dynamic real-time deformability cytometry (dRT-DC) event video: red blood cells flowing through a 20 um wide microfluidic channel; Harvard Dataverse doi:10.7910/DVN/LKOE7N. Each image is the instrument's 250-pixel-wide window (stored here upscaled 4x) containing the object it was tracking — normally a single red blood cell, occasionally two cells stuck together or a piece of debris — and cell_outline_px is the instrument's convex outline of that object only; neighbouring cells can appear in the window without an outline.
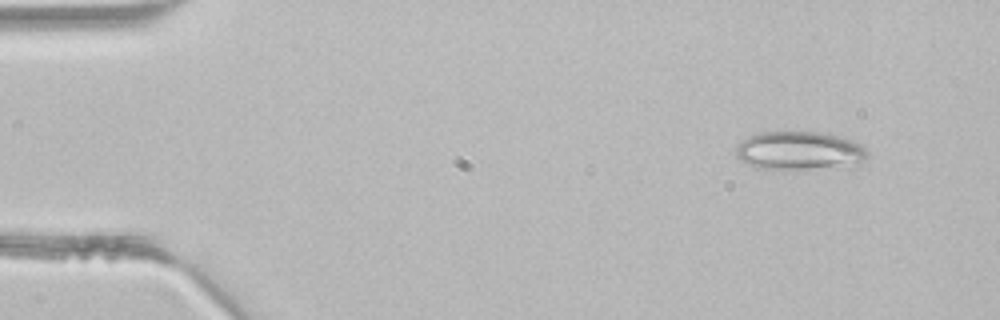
{"species": "common noctule bat (a hibernating species)", "species_latin": "Nyctalus noctula", "temperature_condition": "room temperature", "stored_images_in_passage": 3, "camera_frame_rate_fps": 3000, "um_per_image_px": 0.085, "animal": {"sex": "male", "body_mass_g": 21.5, "forearm_length_mm": 52.0}, "frame": {"image": 1, "passage_image": 1, "time_ms": 0.0, "image_size_px": [1000, 320], "cell_outline_px": [[868, 156], [856, 168], [760, 168], [748, 164], [740, 160], [736, 156], [736, 144], [748, 136], [760, 132], [828, 132], [852, 140], [860, 144], [868, 152]], "centroid_in_image_um": [68.02, 12.81], "position_along_channel_um": 17.0, "area_um2": 29.94}}